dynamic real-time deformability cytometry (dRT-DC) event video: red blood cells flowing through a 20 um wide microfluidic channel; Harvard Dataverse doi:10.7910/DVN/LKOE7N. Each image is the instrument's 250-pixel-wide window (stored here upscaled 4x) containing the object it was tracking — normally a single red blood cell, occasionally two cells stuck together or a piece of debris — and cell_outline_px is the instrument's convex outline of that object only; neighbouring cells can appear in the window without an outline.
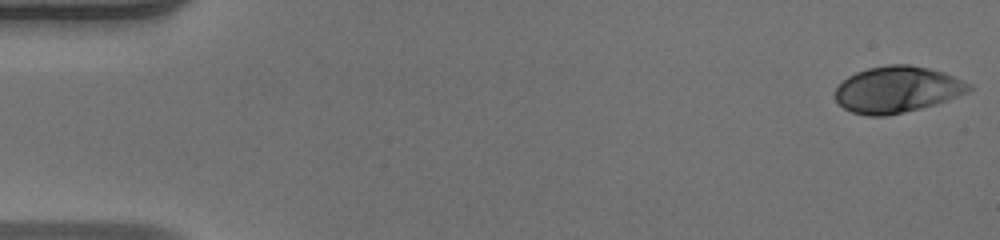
{"species": "human", "species_latin": "Homo sapiens", "temperature_condition": "warm", "stored_images_in_passage": 51, "camera_frame_rate_fps": 3000, "um_per_image_px": 0.085, "donor": {"sex": "male"}, "frame": {"image": 1, "passage_image": 1, "time_ms": 0.0, "image_size_px": [1000, 240], "cell_outline_px": [[972, 88], [968, 92], [948, 100], [936, 104], [904, 112], [884, 116], [868, 116], [852, 112], [844, 108], [836, 100], [836, 88], [848, 76], [856, 72], [868, 68], [888, 64], [908, 64], [928, 68], [952, 76], [972, 84]], "centroid_in_image_um": [76.26, 7.61], "position_along_channel_um": 8.7, "area_um2": 35.89}}
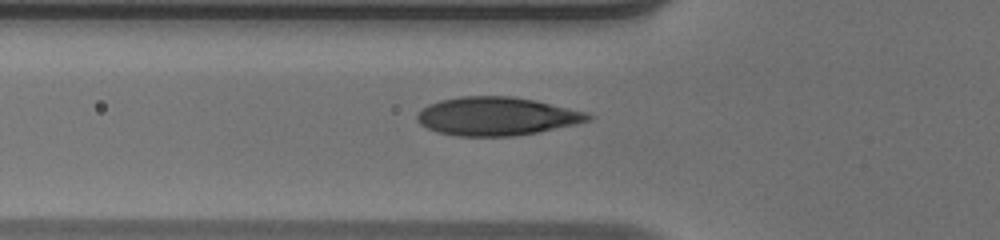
{"frame": {"image": 2, "passage_image": 18, "time_ms": 5.667, "image_size_px": [1000, 240], "cell_outline_px": [[592, 116], [588, 120], [572, 124], [536, 132], [516, 136], [456, 136], [436, 132], [420, 124], [416, 120], [416, 116], [428, 104], [440, 100], [460, 96], [512, 96], [536, 100], [588, 112]], "centroid_in_image_um": [42.17, 9.87], "position_along_channel_um": 83.6, "area_um2": 38.09}}
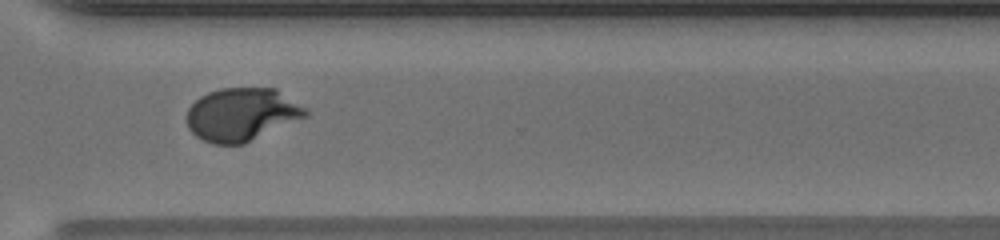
{"frame": {"image": 3, "passage_image": 38, "time_ms": 12.333, "image_size_px": [1000, 240], "cell_outline_px": [[308, 116], [244, 144], [212, 144], [196, 136], [188, 128], [188, 108], [200, 96], [208, 92], [220, 88], [276, 88], [308, 108]], "centroid_in_image_um": [20.58, 9.72], "position_along_channel_um": 350.0, "area_um2": 36.88}, "authors_computed_cell_mechanics": {"area_um2": 36.2406, "velocity_mm_per_s": 3.9961, "shape_relaxation_time_tau1_ms": 6.4055, "shape_relaxation_time_tau2_ms": null, "deformation_change_tau1": 0.2627, "deformation_change_tau2": null}}